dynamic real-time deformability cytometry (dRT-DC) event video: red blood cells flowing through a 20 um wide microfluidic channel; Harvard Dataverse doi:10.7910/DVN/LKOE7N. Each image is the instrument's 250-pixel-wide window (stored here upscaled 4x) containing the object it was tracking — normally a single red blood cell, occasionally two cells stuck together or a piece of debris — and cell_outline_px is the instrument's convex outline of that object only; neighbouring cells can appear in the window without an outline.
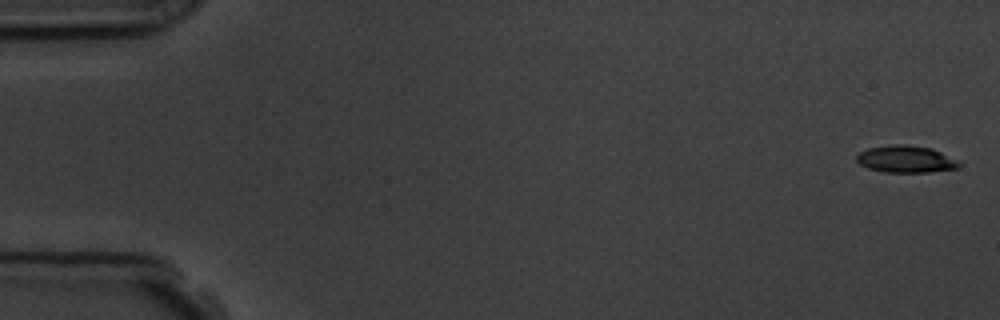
{"species": "common noctule bat (a hibernating species)", "species_latin": "Nyctalus noctula", "temperature_condition": "room temperature", "stored_images_in_passage": 5, "camera_frame_rate_fps": 3000, "um_per_image_px": 0.085, "animal": {"sex": "male", "body_mass_g": 19.5, "forearm_length_mm": 54.6}, "frame": {"image": 1, "passage_image": 1, "time_ms": 0.0, "image_size_px": [1000, 320], "cell_outline_px": [[964, 164], [960, 168], [928, 172], [884, 172], [868, 168], [860, 164], [856, 160], [856, 156], [860, 152], [868, 148], [892, 144], [904, 144], [932, 148]], "centroid_in_image_um": [77.01, 13.53], "position_along_channel_um": 8.0, "area_um2": 16.18}}
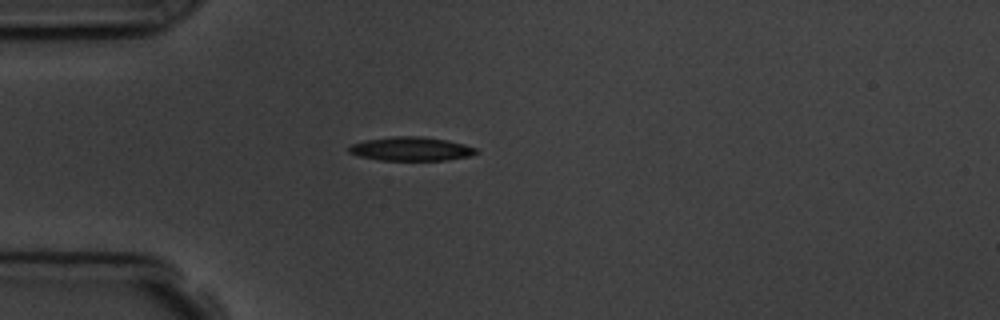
{"frame": {"image": 2, "passage_image": 5, "time_ms": 4.667, "image_size_px": [1000, 320], "cell_outline_px": [[480, 152], [472, 156], [448, 160], [380, 160], [360, 156], [348, 152], [348, 144], [364, 140], [392, 136], [420, 136], [448, 140], [464, 144], [476, 148]], "centroid_in_image_um": [34.95, 12.65], "position_along_channel_um": 50.1, "area_um2": 17.92}}